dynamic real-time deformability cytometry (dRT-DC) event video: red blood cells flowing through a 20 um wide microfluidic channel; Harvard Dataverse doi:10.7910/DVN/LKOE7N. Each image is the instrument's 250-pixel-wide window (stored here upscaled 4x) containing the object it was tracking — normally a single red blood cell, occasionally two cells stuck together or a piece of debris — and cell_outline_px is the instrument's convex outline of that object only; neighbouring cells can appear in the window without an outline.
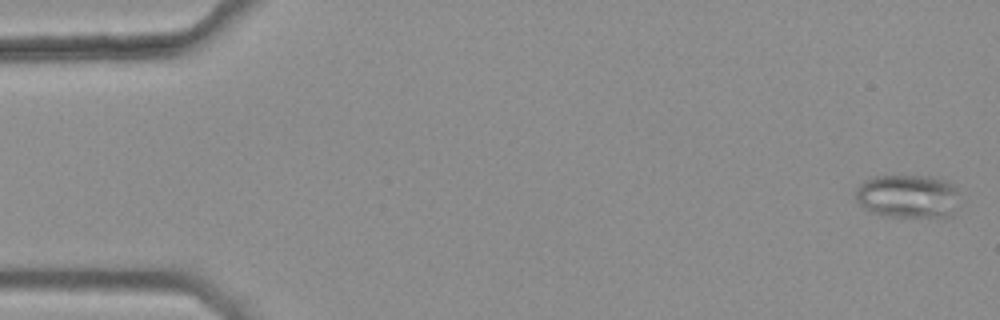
{"species": "common noctule bat (a hibernating species)", "species_latin": "Nyctalus noctula", "temperature_condition": "warm", "stored_images_in_passage": 47, "camera_frame_rate_fps": 3000, "um_per_image_px": 0.085, "animal": {"sex": "female", "body_mass_g": 25.1}, "frame": {"image": 1, "passage_image": 2, "time_ms": 0.333, "image_size_px": [1000, 320], "cell_outline_px": [[956, 216], [944, 220], [888, 216], [872, 212], [864, 208], [856, 200], [856, 188], [864, 180], [876, 176], [932, 176], [948, 180], [956, 188]], "centroid_in_image_um": [77.24, 16.73], "position_along_channel_um": 7.8, "area_um2": 27.28}}
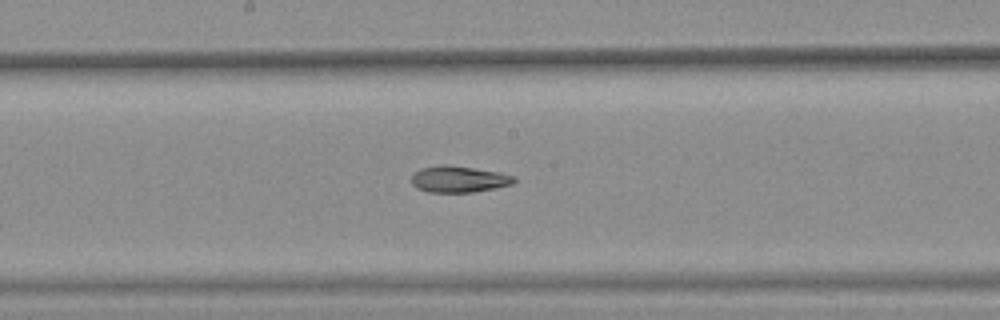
{"frame": {"image": 2, "passage_image": 29, "time_ms": 9.333, "image_size_px": [1000, 320], "cell_outline_px": [[516, 180], [512, 184], [496, 188], [472, 192], [428, 192], [416, 188], [412, 184], [412, 176], [420, 168], [440, 164], [448, 164], [500, 172], [516, 176]], "centroid_in_image_um": [39.01, 15.22], "position_along_channel_um": 209.2, "area_um2": 15.95}}
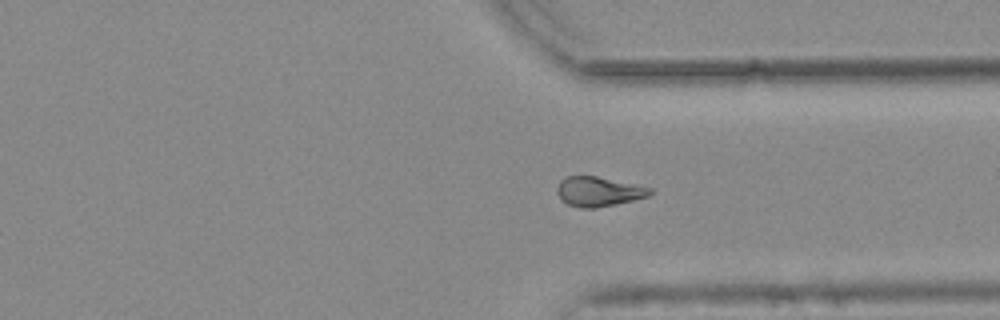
{"frame": {"image": 3, "passage_image": 41, "time_ms": 13.333, "image_size_px": [1000, 320], "cell_outline_px": [[652, 192], [648, 196], [616, 204], [596, 208], [580, 208], [568, 204], [560, 200], [556, 192], [556, 188], [560, 180], [568, 176], [596, 176], [652, 188]], "centroid_in_image_um": [50.82, 16.29], "position_along_channel_um": 360.6, "area_um2": 16.01}, "authors_computed_cell_mechanics": {"area_um2": 16.5308, "velocity_mm_per_s": 3.7668, "shape_relaxation_time_tau1_ms": null, "shape_relaxation_time_tau2_ms": 8.2263, "deformation_change_tau1": null, "deformation_change_tau2": 0.174}}